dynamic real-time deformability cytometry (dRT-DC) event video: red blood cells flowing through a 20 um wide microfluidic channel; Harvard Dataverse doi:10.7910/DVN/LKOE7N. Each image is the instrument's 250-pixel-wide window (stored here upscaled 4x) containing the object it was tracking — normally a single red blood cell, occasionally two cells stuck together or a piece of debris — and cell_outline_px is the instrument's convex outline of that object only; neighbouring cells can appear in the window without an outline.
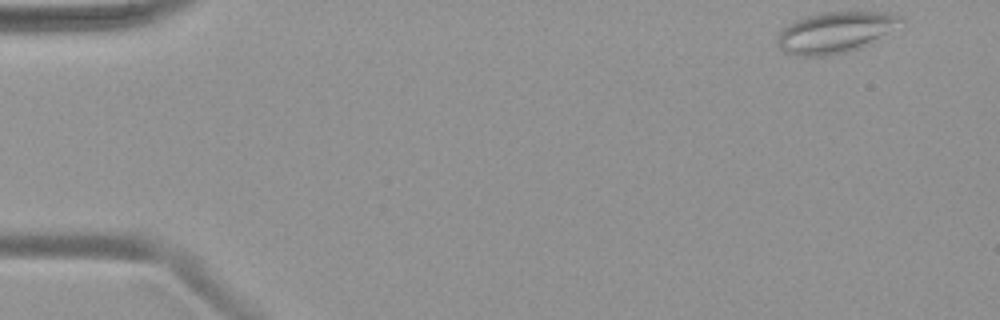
{"species": "common noctule bat (a hibernating species)", "species_latin": "Nyctalus noctula", "temperature_condition": "warm", "stored_images_in_passage": 47, "camera_frame_rate_fps": 3000, "um_per_image_px": 0.085, "animal": {"sex": "female", "body_mass_g": 19.9}, "frame": {"image": 1, "passage_image": 1, "time_ms": 0.0, "image_size_px": [1000, 320], "cell_outline_px": [[904, 28], [872, 44], [860, 48], [828, 56], [796, 56], [784, 52], [776, 44], [776, 36], [788, 24], [804, 16], [820, 12], [892, 12], [904, 16]], "centroid_in_image_um": [71.13, 2.74], "position_along_channel_um": 13.9, "area_um2": 30.75}}
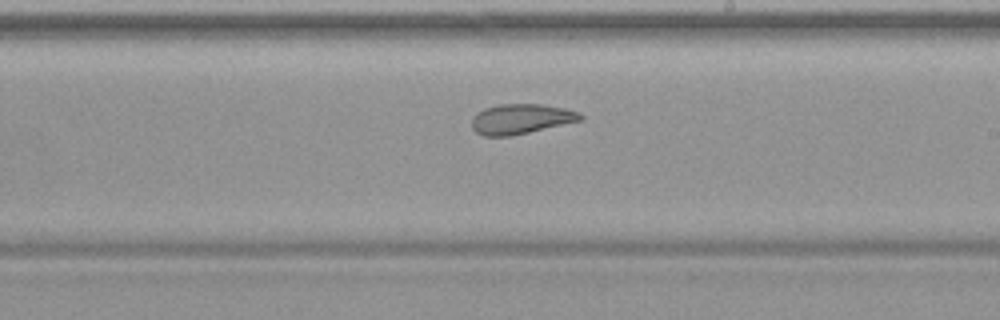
{"frame": {"image": 2, "passage_image": 27, "time_ms": 8.667, "image_size_px": [1000, 320], "cell_outline_px": [[584, 120], [528, 132], [508, 136], [484, 136], [476, 132], [472, 128], [472, 116], [476, 112], [484, 108], [500, 104], [540, 104], [564, 108], [580, 112], [584, 116]], "centroid_in_image_um": [44.28, 10.1], "position_along_channel_um": 244.7, "area_um2": 19.07}}
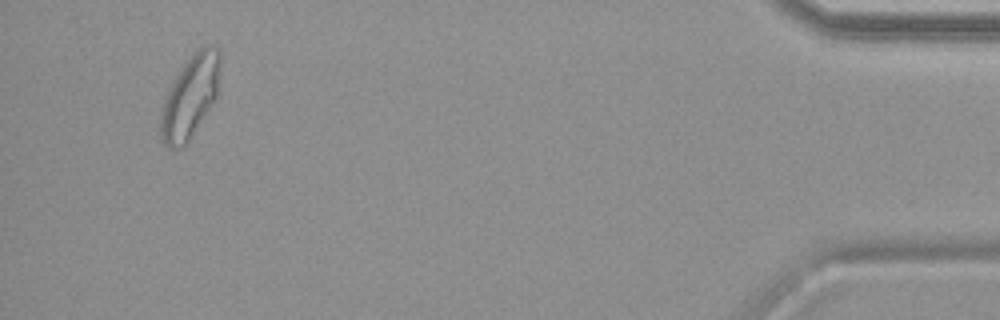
{"frame": {"image": 3, "passage_image": 45, "time_ms": 14.667, "image_size_px": [1000, 320], "cell_outline_px": [[220, 64], [216, 100], [184, 144], [176, 148], [168, 148], [164, 144], [160, 136], [160, 116], [164, 100], [168, 88], [172, 80], [188, 56], [196, 48], [204, 44], [208, 44], [216, 48], [220, 52]], "centroid_in_image_um": [16.15, 8.14], "position_along_channel_um": 419.0, "area_um2": 28.67}}